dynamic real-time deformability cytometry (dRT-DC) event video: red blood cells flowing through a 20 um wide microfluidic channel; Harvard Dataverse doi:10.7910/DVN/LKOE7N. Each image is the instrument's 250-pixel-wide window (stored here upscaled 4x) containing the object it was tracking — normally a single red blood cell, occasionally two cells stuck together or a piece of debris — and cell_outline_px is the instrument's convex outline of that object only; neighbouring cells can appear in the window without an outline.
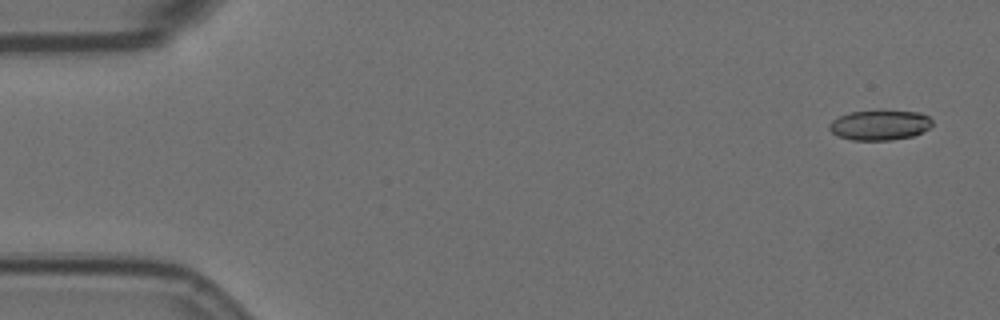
{"species": "Egyptian fruit bat (a non-hibernating species)", "species_latin": "Rousettus aegyptiacus", "temperature_condition": "room temperature", "stored_images_in_passage": 5, "camera_frame_rate_fps": 3000, "um_per_image_px": 0.085, "animal": {"sex": "female"}, "frame": {"image": 1, "passage_image": 1, "time_ms": 0.0, "image_size_px": [1000, 320], "cell_outline_px": [[932, 124], [928, 128], [912, 136], [888, 140], [852, 140], [840, 136], [832, 132], [828, 128], [828, 124], [832, 120], [840, 116], [852, 112], [880, 108], [920, 112], [928, 116], [932, 120]], "centroid_in_image_um": [74.78, 10.58], "position_along_channel_um": 10.2, "area_um2": 18.44}}